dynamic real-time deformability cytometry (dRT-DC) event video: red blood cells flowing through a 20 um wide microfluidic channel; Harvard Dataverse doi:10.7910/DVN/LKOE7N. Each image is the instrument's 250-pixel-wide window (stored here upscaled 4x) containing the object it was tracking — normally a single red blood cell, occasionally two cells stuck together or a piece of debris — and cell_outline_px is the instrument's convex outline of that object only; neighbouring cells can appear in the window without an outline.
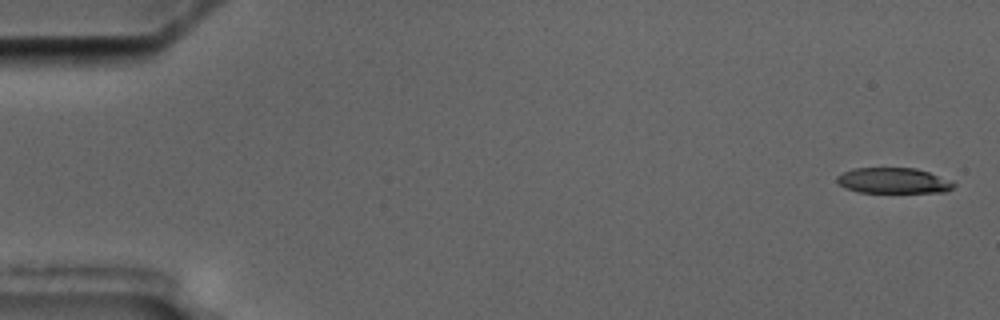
{"species": "common noctule bat (a hibernating species)", "species_latin": "Nyctalus noctula", "temperature_condition": "cold", "stored_images_in_passage": 5, "camera_frame_rate_fps": 3000, "um_per_image_px": 0.085, "animal": {"sex": "male", "body_mass_g": 17.5, "forearm_length_mm": 52.3}, "frame": {"image": 1, "passage_image": 1, "time_ms": 0.0, "image_size_px": [1000, 320], "cell_outline_px": [[956, 184], [952, 188], [944, 192], [860, 192], [844, 188], [836, 180], [836, 176], [852, 168], [916, 168], [952, 180]], "centroid_in_image_um": [75.93, 15.35], "position_along_channel_um": 9.1, "area_um2": 17.4}}
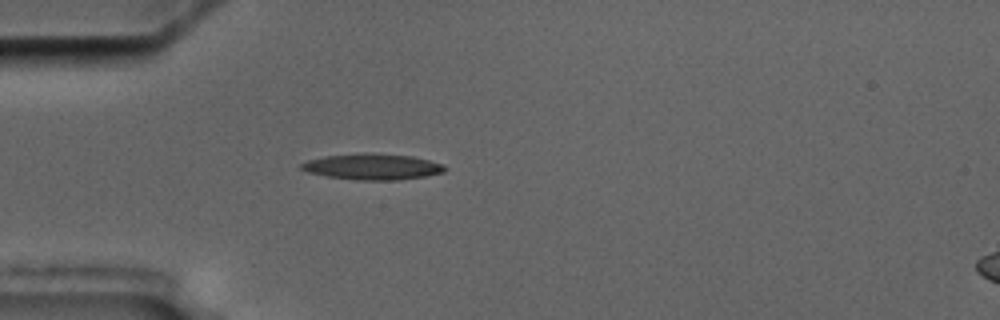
{"frame": {"image": 2, "passage_image": 5, "time_ms": 5.0, "image_size_px": [1000, 320], "cell_outline_px": [[448, 168], [444, 172], [428, 176], [396, 180], [356, 180], [328, 176], [308, 172], [300, 168], [300, 164], [308, 160], [324, 156], [364, 152], [372, 152], [412, 156], [444, 164]], "centroid_in_image_um": [31.69, 14.16], "position_along_channel_um": 53.3, "area_um2": 21.96}}